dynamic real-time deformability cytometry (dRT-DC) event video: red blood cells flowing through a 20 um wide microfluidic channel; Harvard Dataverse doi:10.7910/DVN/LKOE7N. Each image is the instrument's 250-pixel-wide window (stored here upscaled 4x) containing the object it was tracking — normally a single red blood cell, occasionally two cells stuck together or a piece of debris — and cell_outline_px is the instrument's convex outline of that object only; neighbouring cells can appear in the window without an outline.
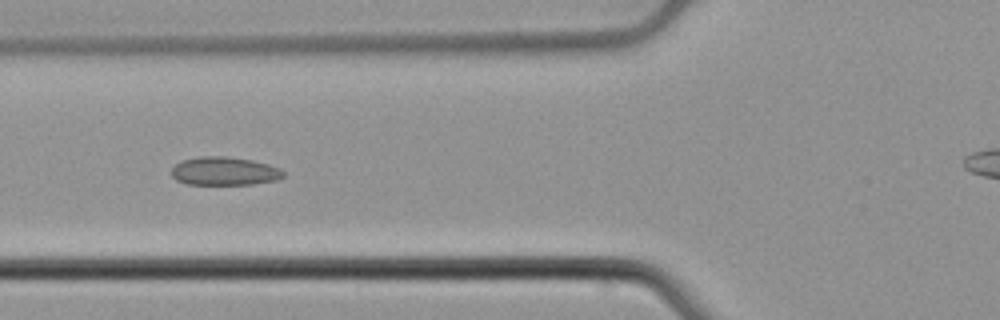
{"species": "common noctule bat (a hibernating species)", "species_latin": "Nyctalus noctula", "temperature_condition": "cold", "stored_images_in_passage": 4, "segment_of_instrument_passage": [1, 2], "camera_frame_rate_fps": 3000, "um_per_image_px": 0.085, "animal": {"sex": "male", "body_mass_g": 21.5, "forearm_length_mm": 52.0}, "frame": {"image": 1, "passage_image": 2, "time_ms": 0.333, "image_size_px": [1000, 320], "cell_outline_px": [[284, 176], [276, 180], [252, 184], [188, 184], [176, 180], [172, 176], [172, 168], [180, 160], [200, 156], [224, 156], [252, 160], [268, 164], [280, 168], [284, 172]], "centroid_in_image_um": [19.06, 14.54], "position_along_channel_um": 106.7, "area_um2": 18.5}}
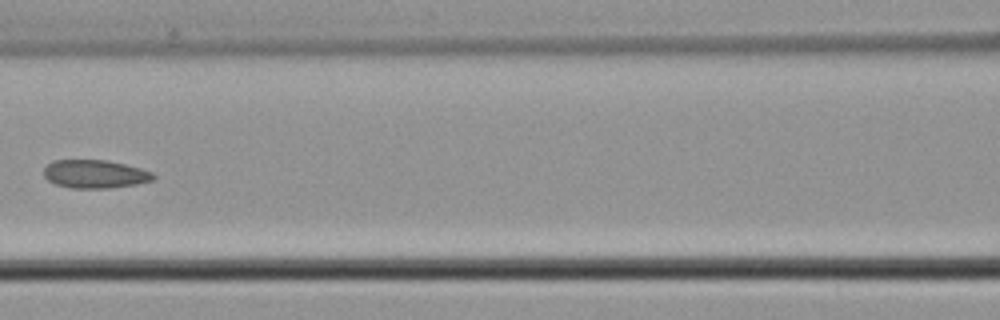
{"frame": {"image": 2, "passage_image": 3, "time_ms": 0.667, "image_size_px": [1000, 320], "cell_outline_px": [[156, 176], [152, 180], [136, 184], [108, 188], [72, 188], [56, 184], [48, 180], [44, 176], [44, 168], [52, 160], [108, 160], [140, 168], [152, 172]], "centroid_in_image_um": [8.06, 14.79], "position_along_channel_um": 158.5, "area_um2": 17.98}}